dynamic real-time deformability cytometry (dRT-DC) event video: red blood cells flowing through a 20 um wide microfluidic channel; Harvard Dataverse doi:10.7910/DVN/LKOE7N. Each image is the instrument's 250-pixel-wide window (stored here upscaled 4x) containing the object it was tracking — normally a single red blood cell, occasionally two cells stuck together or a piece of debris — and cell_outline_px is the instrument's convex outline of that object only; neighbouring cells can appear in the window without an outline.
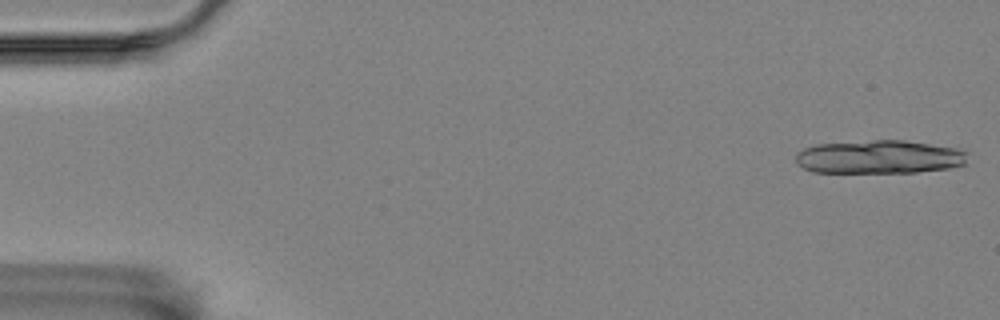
{"species": "Egyptian fruit bat (a non-hibernating species)", "species_latin": "Rousettus aegyptiacus", "temperature_condition": "room temperature", "stored_images_in_passage": 9, "camera_frame_rate_fps": 3000, "um_per_image_px": 0.085, "animal": {"sex": "female"}, "frame": {"image": 1, "passage_image": 1, "time_ms": 0.0, "image_size_px": [1000, 320], "cell_outline_px": [[968, 152], [964, 164], [952, 168], [916, 172], [812, 172], [796, 164], [796, 152], [804, 148], [816, 144], [872, 140], [904, 140], [956, 148]], "centroid_in_image_um": [74.72, 13.34], "position_along_channel_um": 10.3, "area_um2": 33.58}}